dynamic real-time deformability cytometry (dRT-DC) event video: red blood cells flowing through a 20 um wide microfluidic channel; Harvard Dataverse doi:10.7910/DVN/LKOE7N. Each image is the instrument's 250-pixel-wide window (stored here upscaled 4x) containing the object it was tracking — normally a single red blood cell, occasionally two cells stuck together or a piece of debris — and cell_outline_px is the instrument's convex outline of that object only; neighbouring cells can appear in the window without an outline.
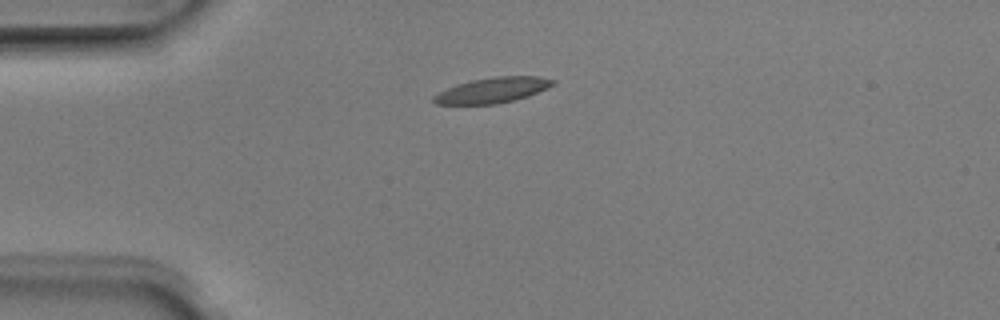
{"species": "Egyptian fruit bat (a non-hibernating species)", "species_latin": "Rousettus aegyptiacus", "temperature_condition": "room temperature", "stored_images_in_passage": 3, "camera_frame_rate_fps": 3000, "um_per_image_px": 0.085, "animal": {"sex": "male"}, "frame": {"image": 1, "passage_image": 1, "time_ms": 0.0, "image_size_px": [1000, 320], "cell_outline_px": [[556, 84], [528, 96], [496, 104], [436, 104], [432, 100], [432, 96], [456, 84], [472, 80], [496, 76], [540, 76], [556, 80]], "centroid_in_image_um": [41.89, 7.65], "position_along_channel_um": 43.1, "area_um2": 17.57}}
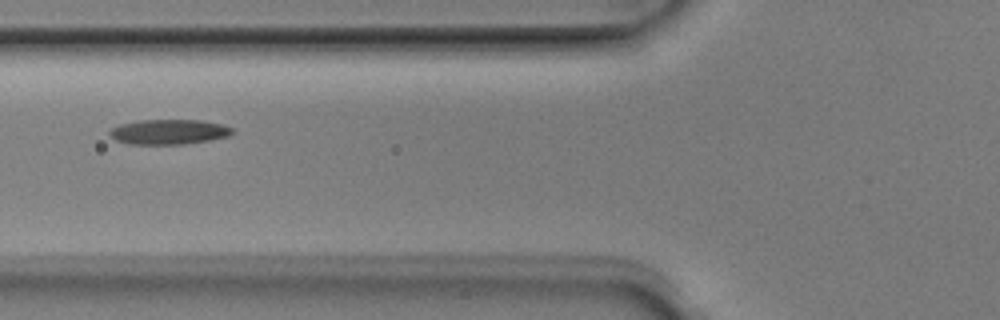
{"frame": {"image": 2, "passage_image": 3, "time_ms": 0.667, "image_size_px": [1000, 320], "cell_outline_px": [[232, 132], [228, 136], [208, 140], [184, 144], [128, 144], [116, 140], [108, 132], [112, 128], [120, 124], [140, 120], [200, 120], [224, 124], [232, 128]], "centroid_in_image_um": [14.34, 11.2], "position_along_channel_um": 111.5, "area_um2": 17.74}}